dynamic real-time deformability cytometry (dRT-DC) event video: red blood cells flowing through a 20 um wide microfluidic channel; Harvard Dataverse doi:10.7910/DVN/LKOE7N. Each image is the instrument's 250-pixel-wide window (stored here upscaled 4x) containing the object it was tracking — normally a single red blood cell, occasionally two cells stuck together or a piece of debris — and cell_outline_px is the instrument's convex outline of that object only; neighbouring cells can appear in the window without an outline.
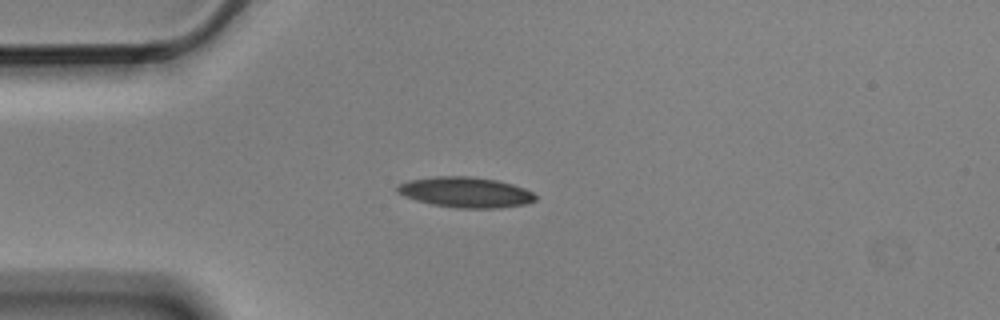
{"species": "Egyptian fruit bat (a non-hibernating species)", "species_latin": "Rousettus aegyptiacus", "temperature_condition": "cold", "stored_images_in_passage": 11, "camera_frame_rate_fps": 3000, "um_per_image_px": 0.085, "animal": {"sex": "male"}, "frame": {"image": 1, "passage_image": 4, "time_ms": 1.0, "image_size_px": [1000, 320], "cell_outline_px": [[536, 200], [528, 204], [500, 208], [456, 208], [432, 204], [416, 200], [404, 196], [396, 192], [396, 184], [408, 180], [436, 176], [472, 176], [496, 180], [512, 184], [524, 188], [532, 192], [536, 196]], "centroid_in_image_um": [39.56, 16.34], "position_along_channel_um": 45.4, "area_um2": 24.74}}
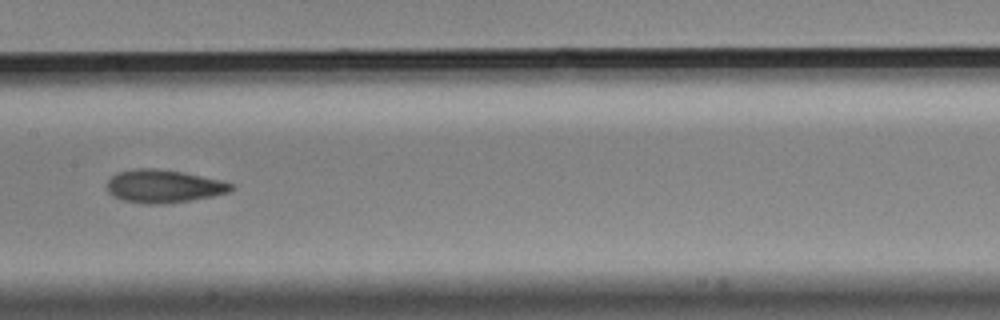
{"frame": {"image": 2, "passage_image": 8, "time_ms": 2.333, "image_size_px": [1000, 320], "cell_outline_px": [[236, 188], [228, 192], [212, 196], [164, 204], [144, 204], [120, 200], [112, 196], [108, 192], [108, 180], [112, 176], [120, 172], [136, 168], [156, 168], [184, 172], [220, 180], [232, 184]], "centroid_in_image_um": [13.89, 15.83], "position_along_channel_um": 193.5, "area_um2": 23.87}}
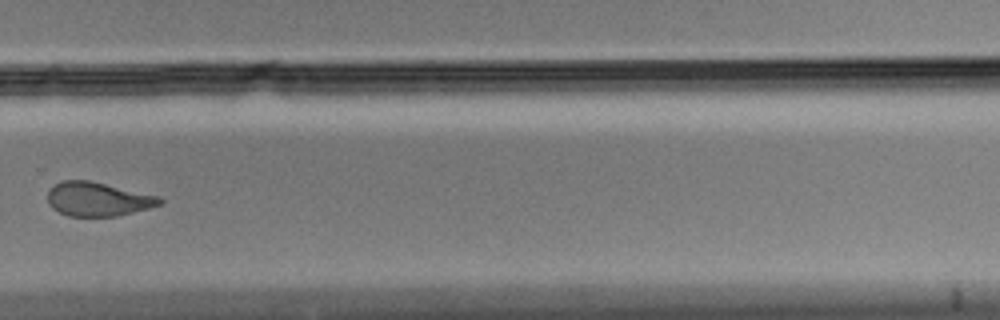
{"frame": {"image": 3, "passage_image": 11, "time_ms": 3.333, "image_size_px": [1000, 320], "cell_outline_px": [[164, 200], [160, 204], [148, 208], [116, 216], [68, 216], [52, 208], [48, 204], [48, 188], [60, 180], [88, 180], [160, 196]], "centroid_in_image_um": [8.28, 16.91], "position_along_channel_um": 321.5, "area_um2": 22.2}}